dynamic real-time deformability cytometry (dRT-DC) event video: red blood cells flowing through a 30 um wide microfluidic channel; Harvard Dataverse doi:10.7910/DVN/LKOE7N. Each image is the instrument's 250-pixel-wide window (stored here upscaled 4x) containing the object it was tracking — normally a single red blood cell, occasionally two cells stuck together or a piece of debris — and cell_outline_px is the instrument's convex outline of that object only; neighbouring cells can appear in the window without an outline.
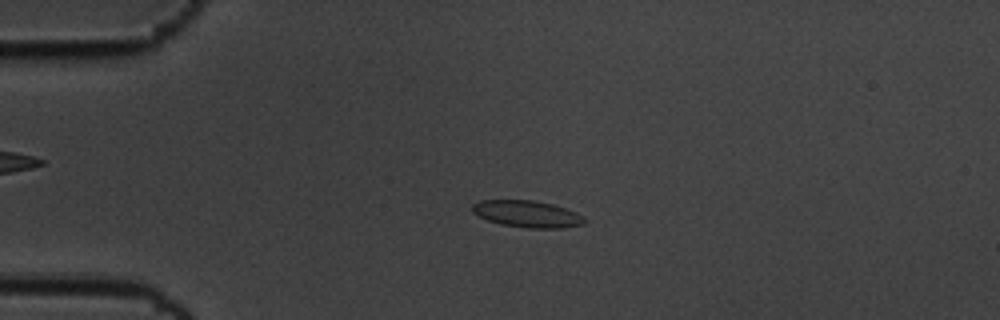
{"species": "common noctule bat (a hibernating species)", "species_latin": "Nyctalus noctula", "temperature_condition": "cold", "stored_images_in_passage": 46, "camera_frame_rate_fps": 3000, "um_per_image_px": 0.085, "animal": {"sex": "male", "body_mass_g": 19.5, "forearm_length_mm": 54.6}, "frame": {"image": 1, "passage_image": 2, "time_ms": 0.333, "image_size_px": [1000, 320], "cell_outline_px": [[584, 224], [560, 228], [528, 228], [500, 224], [488, 220], [472, 212], [472, 204], [480, 200], [532, 200], [552, 204], [576, 212], [584, 216]], "centroid_in_image_um": [44.8, 18.18], "position_along_channel_um": 40.2, "area_um2": 17.4}}
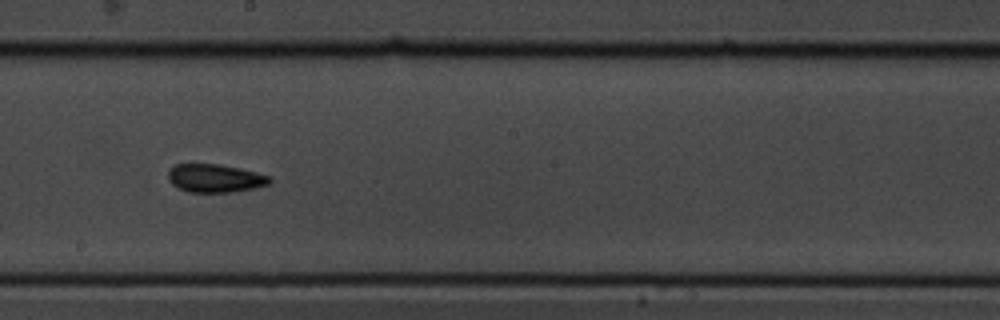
{"frame": {"image": 2, "passage_image": 21, "time_ms": 6.667, "image_size_px": [1000, 320], "cell_outline_px": [[272, 180], [268, 184], [256, 188], [232, 192], [188, 192], [172, 184], [168, 180], [168, 168], [176, 164], [220, 164], [240, 168], [272, 176]], "centroid_in_image_um": [18.29, 15.14], "position_along_channel_um": 229.9, "area_um2": 16.88}}
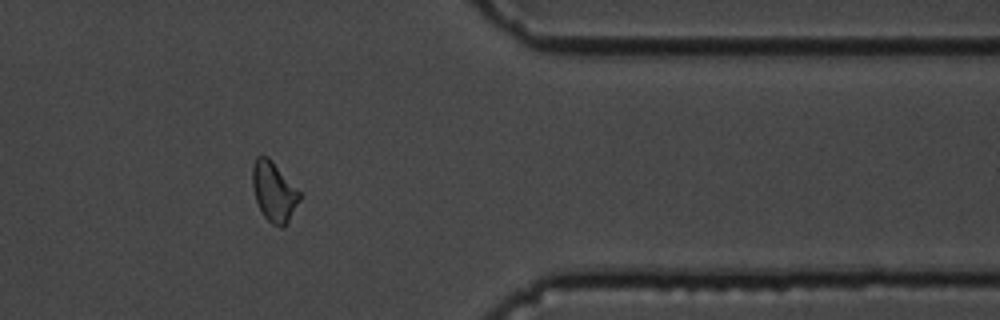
{"frame": {"image": 3, "passage_image": 36, "time_ms": 11.667, "image_size_px": [1000, 320], "cell_outline_px": [[300, 200], [284, 228], [280, 228], [272, 224], [264, 216], [256, 200], [252, 184], [252, 164], [256, 156], [268, 156], [272, 160], [300, 192]], "centroid_in_image_um": [23.27, 16.28], "position_along_channel_um": 388.1, "area_um2": 16.36}, "authors_computed_cell_mechanics": {"area_um2": 16.5886, "velocity_mm_per_s": 3.4694, "shape_relaxation_time_tau1_ms": 3.6594, "shape_relaxation_time_tau2_ms": 4.3977, "deformation_change_tau1": 0.1, "deformation_change_tau2": 0.0642}}